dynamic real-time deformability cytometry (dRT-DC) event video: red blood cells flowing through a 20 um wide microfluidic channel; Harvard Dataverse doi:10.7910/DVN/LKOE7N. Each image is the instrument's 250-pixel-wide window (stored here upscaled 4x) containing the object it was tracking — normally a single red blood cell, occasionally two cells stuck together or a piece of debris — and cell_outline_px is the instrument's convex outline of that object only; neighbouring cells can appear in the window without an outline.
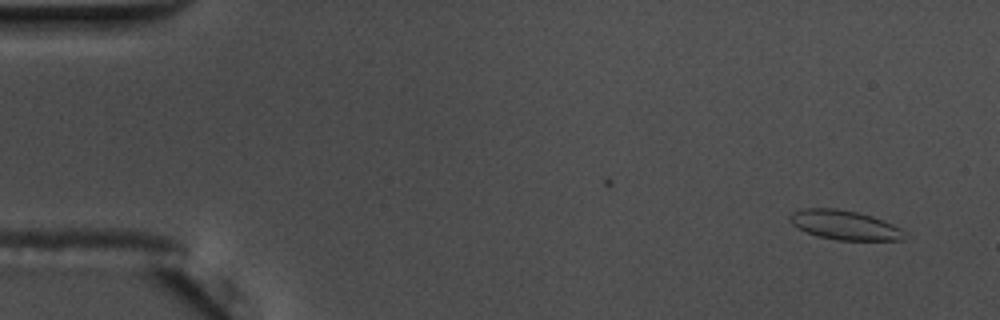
{"species": "common noctule bat (a hibernating species)", "species_latin": "Nyctalus noctula", "temperature_condition": "warm", "stored_images_in_passage": 21, "camera_frame_rate_fps": 3000, "um_per_image_px": 0.085, "animal": {"sex": "male", "body_mass_g": 17.5, "forearm_length_mm": 52.3}, "frame": {"image": 1, "passage_image": 2, "time_ms": 0.333, "image_size_px": [1000, 320], "cell_outline_px": [[908, 240], [836, 240], [816, 236], [804, 232], [792, 224], [788, 220], [788, 216], [792, 212], [804, 208], [836, 208], [856, 212], [872, 216], [892, 224], [900, 228], [908, 236]], "centroid_in_image_um": [71.77, 19.14], "position_along_channel_um": 13.2, "area_um2": 19.88}}
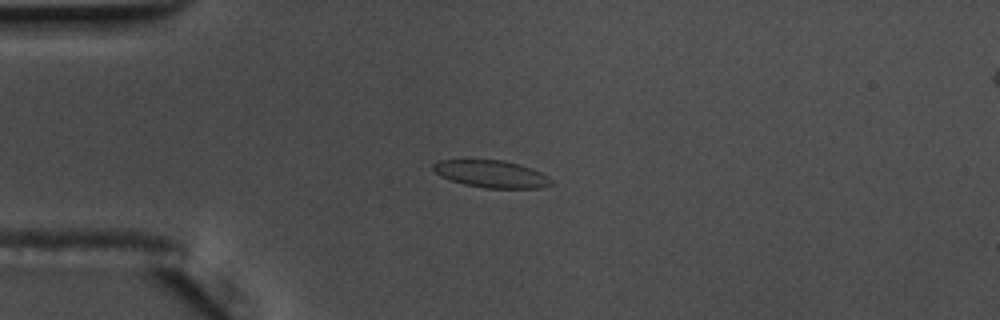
{"frame": {"image": 2, "passage_image": 13, "time_ms": 4.0, "image_size_px": [1000, 320], "cell_outline_px": [[552, 184], [540, 188], [488, 188], [464, 184], [440, 176], [432, 168], [432, 164], [440, 160], [504, 160], [520, 164], [532, 168], [548, 176], [552, 180]], "centroid_in_image_um": [41.79, 14.78], "position_along_channel_um": 43.2, "area_um2": 18.67}}